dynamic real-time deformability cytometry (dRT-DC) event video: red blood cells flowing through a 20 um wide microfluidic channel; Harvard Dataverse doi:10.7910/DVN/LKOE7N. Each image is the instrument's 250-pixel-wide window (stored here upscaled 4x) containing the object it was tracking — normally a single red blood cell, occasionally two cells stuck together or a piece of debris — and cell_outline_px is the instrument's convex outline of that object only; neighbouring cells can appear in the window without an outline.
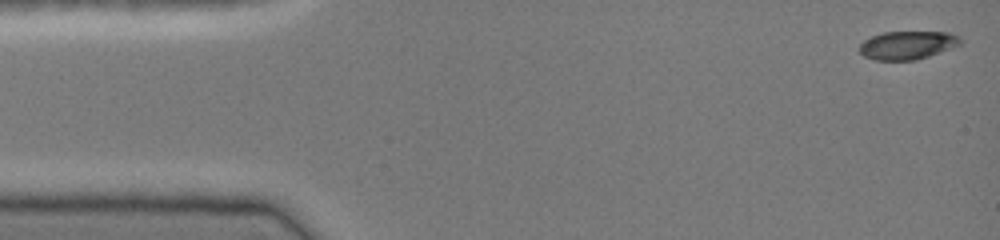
{"species": "common noctule bat (a hibernating species)", "species_latin": "Nyctalus noctula", "temperature_condition": "cold", "stored_images_in_passage": 44, "camera_frame_rate_fps": 3000, "um_per_image_px": 0.085, "animal": {"sex": "female", "body_mass_g": 19.0, "forearm_length_mm": 51.5}, "frame": {"image": 1, "passage_image": 1, "time_ms": 0.0, "image_size_px": [1000, 240], "cell_outline_px": [[960, 44], [952, 48], [916, 60], [876, 60], [864, 56], [860, 52], [860, 44], [864, 40], [872, 36], [884, 32], [948, 32], [960, 36]], "centroid_in_image_um": [77.13, 3.84], "position_along_channel_um": 7.9, "area_um2": 16.53}}
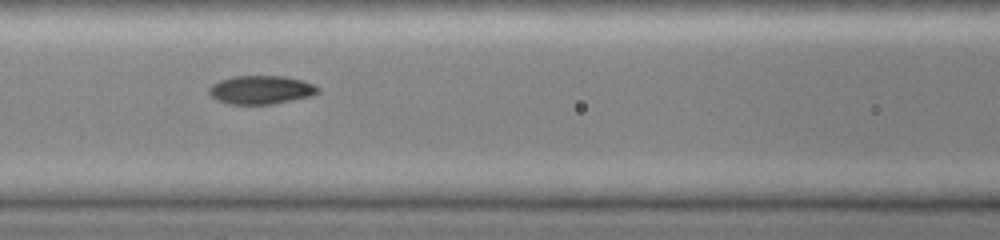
{"frame": {"image": 2, "passage_image": 19, "time_ms": 6.0, "image_size_px": [1000, 240], "cell_outline_px": [[320, 92], [312, 96], [272, 104], [228, 104], [216, 100], [208, 92], [208, 88], [212, 84], [220, 80], [232, 76], [284, 76], [304, 80], [316, 84], [320, 88]], "centroid_in_image_um": [22.22, 7.63], "position_along_channel_um": 144.4, "area_um2": 18.38}}
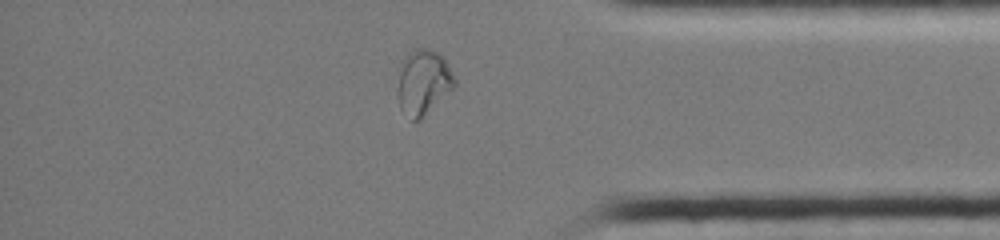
{"frame": {"image": 3, "passage_image": 38, "time_ms": 12.333, "image_size_px": [1000, 240], "cell_outline_px": [[456, 84], [420, 120], [412, 120], [400, 108], [400, 60], [408, 52], [416, 48], [428, 48], [444, 56], [456, 80]], "centroid_in_image_um": [36.0, 6.93], "position_along_channel_um": 399.2, "area_um2": 21.15}, "authors_computed_cell_mechanics": {"area_um2": 17.918, "velocity_mm_per_s": 4.1514, "shape_relaxation_time_tau1_ms": 6.4484, "shape_relaxation_time_tau2_ms": 1.163, "deformation_change_tau1": 0.2211, "deformation_change_tau2": 0.0414}}